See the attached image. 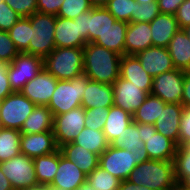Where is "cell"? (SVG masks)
<instances>
[{
    "label": "cell",
    "instance_id": "obj_1",
    "mask_svg": "<svg viewBox=\"0 0 190 190\" xmlns=\"http://www.w3.org/2000/svg\"><path fill=\"white\" fill-rule=\"evenodd\" d=\"M83 50V73L90 80L112 85L120 77L121 55L95 43H87Z\"/></svg>",
    "mask_w": 190,
    "mask_h": 190
},
{
    "label": "cell",
    "instance_id": "obj_2",
    "mask_svg": "<svg viewBox=\"0 0 190 190\" xmlns=\"http://www.w3.org/2000/svg\"><path fill=\"white\" fill-rule=\"evenodd\" d=\"M127 180L152 190H171L177 183L174 160H153L142 162L132 170Z\"/></svg>",
    "mask_w": 190,
    "mask_h": 190
},
{
    "label": "cell",
    "instance_id": "obj_3",
    "mask_svg": "<svg viewBox=\"0 0 190 190\" xmlns=\"http://www.w3.org/2000/svg\"><path fill=\"white\" fill-rule=\"evenodd\" d=\"M83 48H55L43 59V68L57 80H70L83 74Z\"/></svg>",
    "mask_w": 190,
    "mask_h": 190
},
{
    "label": "cell",
    "instance_id": "obj_4",
    "mask_svg": "<svg viewBox=\"0 0 190 190\" xmlns=\"http://www.w3.org/2000/svg\"><path fill=\"white\" fill-rule=\"evenodd\" d=\"M148 160L147 151H129L109 145L99 156V166L123 181L138 164Z\"/></svg>",
    "mask_w": 190,
    "mask_h": 190
},
{
    "label": "cell",
    "instance_id": "obj_5",
    "mask_svg": "<svg viewBox=\"0 0 190 190\" xmlns=\"http://www.w3.org/2000/svg\"><path fill=\"white\" fill-rule=\"evenodd\" d=\"M89 80L84 73L70 80H58L47 105L53 116L81 107L82 96Z\"/></svg>",
    "mask_w": 190,
    "mask_h": 190
},
{
    "label": "cell",
    "instance_id": "obj_6",
    "mask_svg": "<svg viewBox=\"0 0 190 190\" xmlns=\"http://www.w3.org/2000/svg\"><path fill=\"white\" fill-rule=\"evenodd\" d=\"M28 18L32 27L29 54L44 59L56 48L54 41L56 16L37 11Z\"/></svg>",
    "mask_w": 190,
    "mask_h": 190
},
{
    "label": "cell",
    "instance_id": "obj_7",
    "mask_svg": "<svg viewBox=\"0 0 190 190\" xmlns=\"http://www.w3.org/2000/svg\"><path fill=\"white\" fill-rule=\"evenodd\" d=\"M35 106L20 91L12 92L0 102V127L20 131Z\"/></svg>",
    "mask_w": 190,
    "mask_h": 190
},
{
    "label": "cell",
    "instance_id": "obj_8",
    "mask_svg": "<svg viewBox=\"0 0 190 190\" xmlns=\"http://www.w3.org/2000/svg\"><path fill=\"white\" fill-rule=\"evenodd\" d=\"M0 167L14 190H25L39 185L36 179L33 158L21 152L13 158L1 162Z\"/></svg>",
    "mask_w": 190,
    "mask_h": 190
},
{
    "label": "cell",
    "instance_id": "obj_9",
    "mask_svg": "<svg viewBox=\"0 0 190 190\" xmlns=\"http://www.w3.org/2000/svg\"><path fill=\"white\" fill-rule=\"evenodd\" d=\"M139 137L145 143L149 159L174 160L178 145L171 139L157 132L154 125L137 123Z\"/></svg>",
    "mask_w": 190,
    "mask_h": 190
},
{
    "label": "cell",
    "instance_id": "obj_10",
    "mask_svg": "<svg viewBox=\"0 0 190 190\" xmlns=\"http://www.w3.org/2000/svg\"><path fill=\"white\" fill-rule=\"evenodd\" d=\"M43 69V59L41 57L19 53L11 62L8 71V79L12 90L14 92L20 91L27 82Z\"/></svg>",
    "mask_w": 190,
    "mask_h": 190
},
{
    "label": "cell",
    "instance_id": "obj_11",
    "mask_svg": "<svg viewBox=\"0 0 190 190\" xmlns=\"http://www.w3.org/2000/svg\"><path fill=\"white\" fill-rule=\"evenodd\" d=\"M85 108L82 106L66 113L55 115L53 120V134L57 146L73 142L85 127Z\"/></svg>",
    "mask_w": 190,
    "mask_h": 190
},
{
    "label": "cell",
    "instance_id": "obj_12",
    "mask_svg": "<svg viewBox=\"0 0 190 190\" xmlns=\"http://www.w3.org/2000/svg\"><path fill=\"white\" fill-rule=\"evenodd\" d=\"M185 72L175 68L156 75L153 78L150 94L161 98L165 103L181 104Z\"/></svg>",
    "mask_w": 190,
    "mask_h": 190
},
{
    "label": "cell",
    "instance_id": "obj_13",
    "mask_svg": "<svg viewBox=\"0 0 190 190\" xmlns=\"http://www.w3.org/2000/svg\"><path fill=\"white\" fill-rule=\"evenodd\" d=\"M112 86L114 105L132 115L149 95L147 92L140 89L139 86L121 77H119Z\"/></svg>",
    "mask_w": 190,
    "mask_h": 190
},
{
    "label": "cell",
    "instance_id": "obj_14",
    "mask_svg": "<svg viewBox=\"0 0 190 190\" xmlns=\"http://www.w3.org/2000/svg\"><path fill=\"white\" fill-rule=\"evenodd\" d=\"M58 80L45 69L27 82L20 92L36 106H47L56 89Z\"/></svg>",
    "mask_w": 190,
    "mask_h": 190
},
{
    "label": "cell",
    "instance_id": "obj_15",
    "mask_svg": "<svg viewBox=\"0 0 190 190\" xmlns=\"http://www.w3.org/2000/svg\"><path fill=\"white\" fill-rule=\"evenodd\" d=\"M143 69L152 78L175 69L168 48L151 46L135 54Z\"/></svg>",
    "mask_w": 190,
    "mask_h": 190
},
{
    "label": "cell",
    "instance_id": "obj_16",
    "mask_svg": "<svg viewBox=\"0 0 190 190\" xmlns=\"http://www.w3.org/2000/svg\"><path fill=\"white\" fill-rule=\"evenodd\" d=\"M55 136L53 131L36 134H21L20 152L28 157L34 158L44 156L57 151Z\"/></svg>",
    "mask_w": 190,
    "mask_h": 190
},
{
    "label": "cell",
    "instance_id": "obj_17",
    "mask_svg": "<svg viewBox=\"0 0 190 190\" xmlns=\"http://www.w3.org/2000/svg\"><path fill=\"white\" fill-rule=\"evenodd\" d=\"M87 175L72 161L65 158L59 149V166L50 187L76 190L86 181Z\"/></svg>",
    "mask_w": 190,
    "mask_h": 190
},
{
    "label": "cell",
    "instance_id": "obj_18",
    "mask_svg": "<svg viewBox=\"0 0 190 190\" xmlns=\"http://www.w3.org/2000/svg\"><path fill=\"white\" fill-rule=\"evenodd\" d=\"M54 41L56 48H84L87 42L79 35L77 19L56 16Z\"/></svg>",
    "mask_w": 190,
    "mask_h": 190
},
{
    "label": "cell",
    "instance_id": "obj_19",
    "mask_svg": "<svg viewBox=\"0 0 190 190\" xmlns=\"http://www.w3.org/2000/svg\"><path fill=\"white\" fill-rule=\"evenodd\" d=\"M120 77L129 80L150 94L153 78L141 66L135 55H123L120 61Z\"/></svg>",
    "mask_w": 190,
    "mask_h": 190
},
{
    "label": "cell",
    "instance_id": "obj_20",
    "mask_svg": "<svg viewBox=\"0 0 190 190\" xmlns=\"http://www.w3.org/2000/svg\"><path fill=\"white\" fill-rule=\"evenodd\" d=\"M152 46V31L149 22L128 23L125 39V55H135Z\"/></svg>",
    "mask_w": 190,
    "mask_h": 190
},
{
    "label": "cell",
    "instance_id": "obj_21",
    "mask_svg": "<svg viewBox=\"0 0 190 190\" xmlns=\"http://www.w3.org/2000/svg\"><path fill=\"white\" fill-rule=\"evenodd\" d=\"M182 111V104L166 103L163 111H161V114L154 124L157 132L173 140L177 145Z\"/></svg>",
    "mask_w": 190,
    "mask_h": 190
},
{
    "label": "cell",
    "instance_id": "obj_22",
    "mask_svg": "<svg viewBox=\"0 0 190 190\" xmlns=\"http://www.w3.org/2000/svg\"><path fill=\"white\" fill-rule=\"evenodd\" d=\"M113 105V86L89 80L85 86L81 106L85 109H91L93 107L110 108Z\"/></svg>",
    "mask_w": 190,
    "mask_h": 190
},
{
    "label": "cell",
    "instance_id": "obj_23",
    "mask_svg": "<svg viewBox=\"0 0 190 190\" xmlns=\"http://www.w3.org/2000/svg\"><path fill=\"white\" fill-rule=\"evenodd\" d=\"M152 46L168 47L174 34L180 30L175 15L160 13L150 22Z\"/></svg>",
    "mask_w": 190,
    "mask_h": 190
},
{
    "label": "cell",
    "instance_id": "obj_24",
    "mask_svg": "<svg viewBox=\"0 0 190 190\" xmlns=\"http://www.w3.org/2000/svg\"><path fill=\"white\" fill-rule=\"evenodd\" d=\"M62 155L74 162L86 175L99 166V156L73 142L59 147Z\"/></svg>",
    "mask_w": 190,
    "mask_h": 190
},
{
    "label": "cell",
    "instance_id": "obj_25",
    "mask_svg": "<svg viewBox=\"0 0 190 190\" xmlns=\"http://www.w3.org/2000/svg\"><path fill=\"white\" fill-rule=\"evenodd\" d=\"M172 63L176 69L190 71V40L183 29L178 30L168 45Z\"/></svg>",
    "mask_w": 190,
    "mask_h": 190
},
{
    "label": "cell",
    "instance_id": "obj_26",
    "mask_svg": "<svg viewBox=\"0 0 190 190\" xmlns=\"http://www.w3.org/2000/svg\"><path fill=\"white\" fill-rule=\"evenodd\" d=\"M127 27V22L116 20V22L93 43L103 46L108 50H111L123 56L125 55V39Z\"/></svg>",
    "mask_w": 190,
    "mask_h": 190
},
{
    "label": "cell",
    "instance_id": "obj_27",
    "mask_svg": "<svg viewBox=\"0 0 190 190\" xmlns=\"http://www.w3.org/2000/svg\"><path fill=\"white\" fill-rule=\"evenodd\" d=\"M54 116L47 106L37 105L24 121L20 132L22 134H36L53 131Z\"/></svg>",
    "mask_w": 190,
    "mask_h": 190
},
{
    "label": "cell",
    "instance_id": "obj_28",
    "mask_svg": "<svg viewBox=\"0 0 190 190\" xmlns=\"http://www.w3.org/2000/svg\"><path fill=\"white\" fill-rule=\"evenodd\" d=\"M131 122H133L132 114L115 105L110 107L106 123L103 127V133L107 142L110 144L118 136H121Z\"/></svg>",
    "mask_w": 190,
    "mask_h": 190
},
{
    "label": "cell",
    "instance_id": "obj_29",
    "mask_svg": "<svg viewBox=\"0 0 190 190\" xmlns=\"http://www.w3.org/2000/svg\"><path fill=\"white\" fill-rule=\"evenodd\" d=\"M115 22L116 19L105 7H93L90 9V18H88V43H93Z\"/></svg>",
    "mask_w": 190,
    "mask_h": 190
},
{
    "label": "cell",
    "instance_id": "obj_30",
    "mask_svg": "<svg viewBox=\"0 0 190 190\" xmlns=\"http://www.w3.org/2000/svg\"><path fill=\"white\" fill-rule=\"evenodd\" d=\"M38 184L49 185L59 166V149L51 154L33 158Z\"/></svg>",
    "mask_w": 190,
    "mask_h": 190
},
{
    "label": "cell",
    "instance_id": "obj_31",
    "mask_svg": "<svg viewBox=\"0 0 190 190\" xmlns=\"http://www.w3.org/2000/svg\"><path fill=\"white\" fill-rule=\"evenodd\" d=\"M165 102L152 94H149L142 105L134 112L133 122L154 125L165 107Z\"/></svg>",
    "mask_w": 190,
    "mask_h": 190
},
{
    "label": "cell",
    "instance_id": "obj_32",
    "mask_svg": "<svg viewBox=\"0 0 190 190\" xmlns=\"http://www.w3.org/2000/svg\"><path fill=\"white\" fill-rule=\"evenodd\" d=\"M73 143L82 146L98 156L110 145L106 140L103 130H93L88 127H84L80 131V134L76 136Z\"/></svg>",
    "mask_w": 190,
    "mask_h": 190
},
{
    "label": "cell",
    "instance_id": "obj_33",
    "mask_svg": "<svg viewBox=\"0 0 190 190\" xmlns=\"http://www.w3.org/2000/svg\"><path fill=\"white\" fill-rule=\"evenodd\" d=\"M21 134L19 130L0 127V163L20 153Z\"/></svg>",
    "mask_w": 190,
    "mask_h": 190
},
{
    "label": "cell",
    "instance_id": "obj_34",
    "mask_svg": "<svg viewBox=\"0 0 190 190\" xmlns=\"http://www.w3.org/2000/svg\"><path fill=\"white\" fill-rule=\"evenodd\" d=\"M110 145L129 151H146L145 143L139 137V125L135 122H131Z\"/></svg>",
    "mask_w": 190,
    "mask_h": 190
},
{
    "label": "cell",
    "instance_id": "obj_35",
    "mask_svg": "<svg viewBox=\"0 0 190 190\" xmlns=\"http://www.w3.org/2000/svg\"><path fill=\"white\" fill-rule=\"evenodd\" d=\"M31 22L28 17H22L15 25L8 31L11 40L14 42L19 53L29 54V42L31 34Z\"/></svg>",
    "mask_w": 190,
    "mask_h": 190
},
{
    "label": "cell",
    "instance_id": "obj_36",
    "mask_svg": "<svg viewBox=\"0 0 190 190\" xmlns=\"http://www.w3.org/2000/svg\"><path fill=\"white\" fill-rule=\"evenodd\" d=\"M95 190H118L121 180L98 166L86 177Z\"/></svg>",
    "mask_w": 190,
    "mask_h": 190
},
{
    "label": "cell",
    "instance_id": "obj_37",
    "mask_svg": "<svg viewBox=\"0 0 190 190\" xmlns=\"http://www.w3.org/2000/svg\"><path fill=\"white\" fill-rule=\"evenodd\" d=\"M174 170L177 184L190 174V141L177 148Z\"/></svg>",
    "mask_w": 190,
    "mask_h": 190
},
{
    "label": "cell",
    "instance_id": "obj_38",
    "mask_svg": "<svg viewBox=\"0 0 190 190\" xmlns=\"http://www.w3.org/2000/svg\"><path fill=\"white\" fill-rule=\"evenodd\" d=\"M135 0H109L105 8L118 21L130 23L135 10Z\"/></svg>",
    "mask_w": 190,
    "mask_h": 190
},
{
    "label": "cell",
    "instance_id": "obj_39",
    "mask_svg": "<svg viewBox=\"0 0 190 190\" xmlns=\"http://www.w3.org/2000/svg\"><path fill=\"white\" fill-rule=\"evenodd\" d=\"M92 8L93 6L89 0H64L57 16L74 19L76 16Z\"/></svg>",
    "mask_w": 190,
    "mask_h": 190
},
{
    "label": "cell",
    "instance_id": "obj_40",
    "mask_svg": "<svg viewBox=\"0 0 190 190\" xmlns=\"http://www.w3.org/2000/svg\"><path fill=\"white\" fill-rule=\"evenodd\" d=\"M160 14L157 2L137 3L135 2L134 14L130 22H151Z\"/></svg>",
    "mask_w": 190,
    "mask_h": 190
},
{
    "label": "cell",
    "instance_id": "obj_41",
    "mask_svg": "<svg viewBox=\"0 0 190 190\" xmlns=\"http://www.w3.org/2000/svg\"><path fill=\"white\" fill-rule=\"evenodd\" d=\"M108 114L109 108L93 107L91 109H85V127L93 130H103Z\"/></svg>",
    "mask_w": 190,
    "mask_h": 190
},
{
    "label": "cell",
    "instance_id": "obj_42",
    "mask_svg": "<svg viewBox=\"0 0 190 190\" xmlns=\"http://www.w3.org/2000/svg\"><path fill=\"white\" fill-rule=\"evenodd\" d=\"M18 54L19 51L11 40L8 31L0 30V61L11 63Z\"/></svg>",
    "mask_w": 190,
    "mask_h": 190
},
{
    "label": "cell",
    "instance_id": "obj_43",
    "mask_svg": "<svg viewBox=\"0 0 190 190\" xmlns=\"http://www.w3.org/2000/svg\"><path fill=\"white\" fill-rule=\"evenodd\" d=\"M22 17L6 1H0V30L9 31Z\"/></svg>",
    "mask_w": 190,
    "mask_h": 190
},
{
    "label": "cell",
    "instance_id": "obj_44",
    "mask_svg": "<svg viewBox=\"0 0 190 190\" xmlns=\"http://www.w3.org/2000/svg\"><path fill=\"white\" fill-rule=\"evenodd\" d=\"M21 17H30L37 12V0H5Z\"/></svg>",
    "mask_w": 190,
    "mask_h": 190
},
{
    "label": "cell",
    "instance_id": "obj_45",
    "mask_svg": "<svg viewBox=\"0 0 190 190\" xmlns=\"http://www.w3.org/2000/svg\"><path fill=\"white\" fill-rule=\"evenodd\" d=\"M178 147L190 141V107L183 106L179 123Z\"/></svg>",
    "mask_w": 190,
    "mask_h": 190
},
{
    "label": "cell",
    "instance_id": "obj_46",
    "mask_svg": "<svg viewBox=\"0 0 190 190\" xmlns=\"http://www.w3.org/2000/svg\"><path fill=\"white\" fill-rule=\"evenodd\" d=\"M11 63L6 61H0V102L14 92L11 88L8 71Z\"/></svg>",
    "mask_w": 190,
    "mask_h": 190
},
{
    "label": "cell",
    "instance_id": "obj_47",
    "mask_svg": "<svg viewBox=\"0 0 190 190\" xmlns=\"http://www.w3.org/2000/svg\"><path fill=\"white\" fill-rule=\"evenodd\" d=\"M179 29L190 26V0H185L175 14Z\"/></svg>",
    "mask_w": 190,
    "mask_h": 190
},
{
    "label": "cell",
    "instance_id": "obj_48",
    "mask_svg": "<svg viewBox=\"0 0 190 190\" xmlns=\"http://www.w3.org/2000/svg\"><path fill=\"white\" fill-rule=\"evenodd\" d=\"M64 0H37V11L57 16Z\"/></svg>",
    "mask_w": 190,
    "mask_h": 190
},
{
    "label": "cell",
    "instance_id": "obj_49",
    "mask_svg": "<svg viewBox=\"0 0 190 190\" xmlns=\"http://www.w3.org/2000/svg\"><path fill=\"white\" fill-rule=\"evenodd\" d=\"M184 1L185 0H158L157 3L160 13L175 15L178 10V7Z\"/></svg>",
    "mask_w": 190,
    "mask_h": 190
},
{
    "label": "cell",
    "instance_id": "obj_50",
    "mask_svg": "<svg viewBox=\"0 0 190 190\" xmlns=\"http://www.w3.org/2000/svg\"><path fill=\"white\" fill-rule=\"evenodd\" d=\"M88 18H90V10L76 16L78 21L79 35L88 43Z\"/></svg>",
    "mask_w": 190,
    "mask_h": 190
},
{
    "label": "cell",
    "instance_id": "obj_51",
    "mask_svg": "<svg viewBox=\"0 0 190 190\" xmlns=\"http://www.w3.org/2000/svg\"><path fill=\"white\" fill-rule=\"evenodd\" d=\"M181 104L190 107V71L184 73L183 94Z\"/></svg>",
    "mask_w": 190,
    "mask_h": 190
},
{
    "label": "cell",
    "instance_id": "obj_52",
    "mask_svg": "<svg viewBox=\"0 0 190 190\" xmlns=\"http://www.w3.org/2000/svg\"><path fill=\"white\" fill-rule=\"evenodd\" d=\"M118 190H152V189L143 185L133 184L129 182L128 180H123L120 182Z\"/></svg>",
    "mask_w": 190,
    "mask_h": 190
},
{
    "label": "cell",
    "instance_id": "obj_53",
    "mask_svg": "<svg viewBox=\"0 0 190 190\" xmlns=\"http://www.w3.org/2000/svg\"><path fill=\"white\" fill-rule=\"evenodd\" d=\"M0 190H14L11 182L3 174L1 167H0Z\"/></svg>",
    "mask_w": 190,
    "mask_h": 190
},
{
    "label": "cell",
    "instance_id": "obj_54",
    "mask_svg": "<svg viewBox=\"0 0 190 190\" xmlns=\"http://www.w3.org/2000/svg\"><path fill=\"white\" fill-rule=\"evenodd\" d=\"M93 7H105L109 0H89Z\"/></svg>",
    "mask_w": 190,
    "mask_h": 190
},
{
    "label": "cell",
    "instance_id": "obj_55",
    "mask_svg": "<svg viewBox=\"0 0 190 190\" xmlns=\"http://www.w3.org/2000/svg\"><path fill=\"white\" fill-rule=\"evenodd\" d=\"M179 185L185 189V190H190V174L187 175L180 183Z\"/></svg>",
    "mask_w": 190,
    "mask_h": 190
},
{
    "label": "cell",
    "instance_id": "obj_56",
    "mask_svg": "<svg viewBox=\"0 0 190 190\" xmlns=\"http://www.w3.org/2000/svg\"><path fill=\"white\" fill-rule=\"evenodd\" d=\"M25 190H50V186L49 185L39 184V185H37L35 187L27 188Z\"/></svg>",
    "mask_w": 190,
    "mask_h": 190
},
{
    "label": "cell",
    "instance_id": "obj_57",
    "mask_svg": "<svg viewBox=\"0 0 190 190\" xmlns=\"http://www.w3.org/2000/svg\"><path fill=\"white\" fill-rule=\"evenodd\" d=\"M76 190H95L90 184L85 181L82 185H80Z\"/></svg>",
    "mask_w": 190,
    "mask_h": 190
},
{
    "label": "cell",
    "instance_id": "obj_58",
    "mask_svg": "<svg viewBox=\"0 0 190 190\" xmlns=\"http://www.w3.org/2000/svg\"><path fill=\"white\" fill-rule=\"evenodd\" d=\"M137 3L157 2L158 0H135Z\"/></svg>",
    "mask_w": 190,
    "mask_h": 190
},
{
    "label": "cell",
    "instance_id": "obj_59",
    "mask_svg": "<svg viewBox=\"0 0 190 190\" xmlns=\"http://www.w3.org/2000/svg\"><path fill=\"white\" fill-rule=\"evenodd\" d=\"M183 30H184V32L186 33L187 37H188L189 40H190V26L184 28Z\"/></svg>",
    "mask_w": 190,
    "mask_h": 190
},
{
    "label": "cell",
    "instance_id": "obj_60",
    "mask_svg": "<svg viewBox=\"0 0 190 190\" xmlns=\"http://www.w3.org/2000/svg\"><path fill=\"white\" fill-rule=\"evenodd\" d=\"M171 190H185L179 184H176Z\"/></svg>",
    "mask_w": 190,
    "mask_h": 190
},
{
    "label": "cell",
    "instance_id": "obj_61",
    "mask_svg": "<svg viewBox=\"0 0 190 190\" xmlns=\"http://www.w3.org/2000/svg\"><path fill=\"white\" fill-rule=\"evenodd\" d=\"M50 190H65V189H60V188H56V187H50Z\"/></svg>",
    "mask_w": 190,
    "mask_h": 190
}]
</instances>
